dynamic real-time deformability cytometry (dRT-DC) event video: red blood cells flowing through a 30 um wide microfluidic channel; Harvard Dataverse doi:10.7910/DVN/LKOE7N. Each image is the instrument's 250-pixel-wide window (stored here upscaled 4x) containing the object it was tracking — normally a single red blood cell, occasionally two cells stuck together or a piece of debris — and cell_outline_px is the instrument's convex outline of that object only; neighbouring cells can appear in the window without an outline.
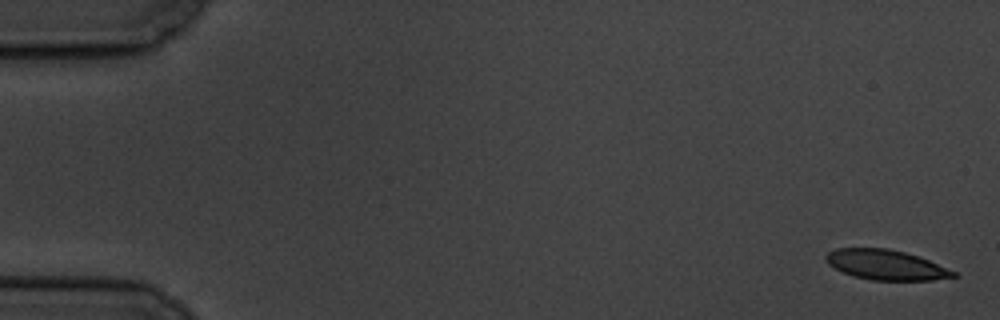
{"species": "common noctule bat (a hibernating species)", "species_latin": "Nyctalus noctula", "temperature_condition": "cold", "stored_images_in_passage": 9, "camera_frame_rate_fps": 3000, "um_per_image_px": 0.085, "animal": {"sex": "male", "body_mass_g": 19.5, "forearm_length_mm": 54.6}, "frame": {"image": 1, "passage_image": 1, "time_ms": 0.0, "image_size_px": [1000, 320], "cell_outline_px": [[960, 276], [932, 280], [872, 280], [852, 276], [828, 264], [824, 256], [828, 252], [836, 248], [888, 248], [904, 252], [928, 260], [956, 272]], "centroid_in_image_um": [75.29, 22.51], "position_along_channel_um": 9.7, "area_um2": 22.14}}
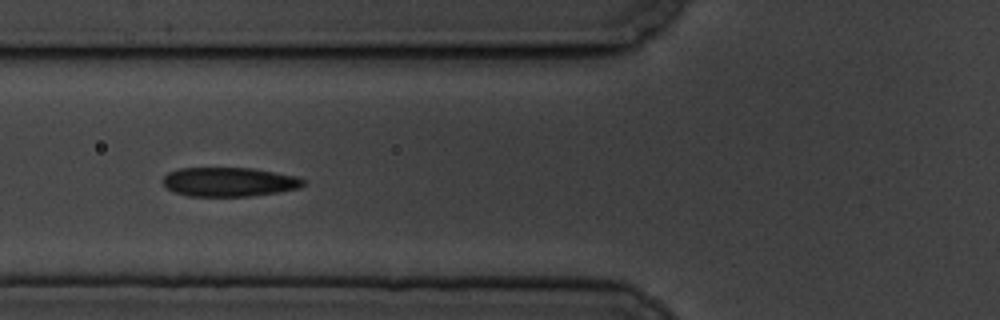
{"frame": {"image": 2, "passage_image": 7, "time_ms": 7.0, "image_size_px": [1000, 320], "cell_outline_px": [[304, 184], [300, 188], [280, 192], [248, 196], [188, 196], [176, 192], [168, 188], [164, 184], [164, 176], [168, 172], [180, 168], [252, 168], [296, 176], [304, 180]], "centroid_in_image_um": [19.49, 15.46], "position_along_channel_um": 106.3, "area_um2": 23.7}}
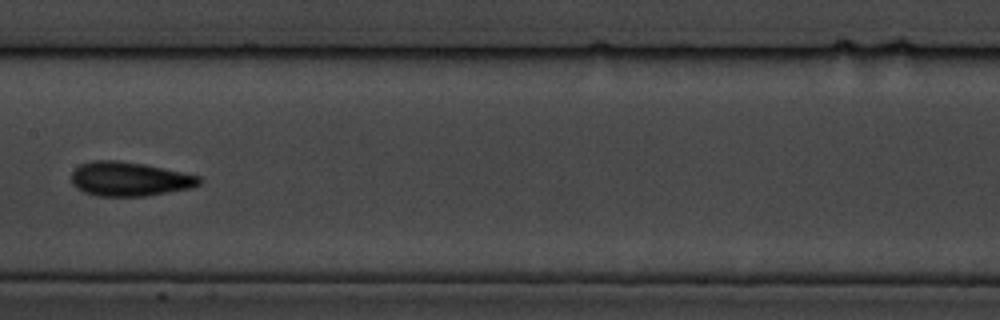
{"frame": {"image": 3, "passage_image": 9, "time_ms": 9.667, "image_size_px": [1000, 320], "cell_outline_px": [[204, 180], [200, 184], [192, 188], [144, 196], [96, 196], [84, 192], [76, 188], [72, 184], [72, 172], [80, 164], [96, 160], [116, 160], [144, 164], [200, 176]], "centroid_in_image_um": [11.01, 15.22], "position_along_channel_um": 196.4, "area_um2": 25.49}}